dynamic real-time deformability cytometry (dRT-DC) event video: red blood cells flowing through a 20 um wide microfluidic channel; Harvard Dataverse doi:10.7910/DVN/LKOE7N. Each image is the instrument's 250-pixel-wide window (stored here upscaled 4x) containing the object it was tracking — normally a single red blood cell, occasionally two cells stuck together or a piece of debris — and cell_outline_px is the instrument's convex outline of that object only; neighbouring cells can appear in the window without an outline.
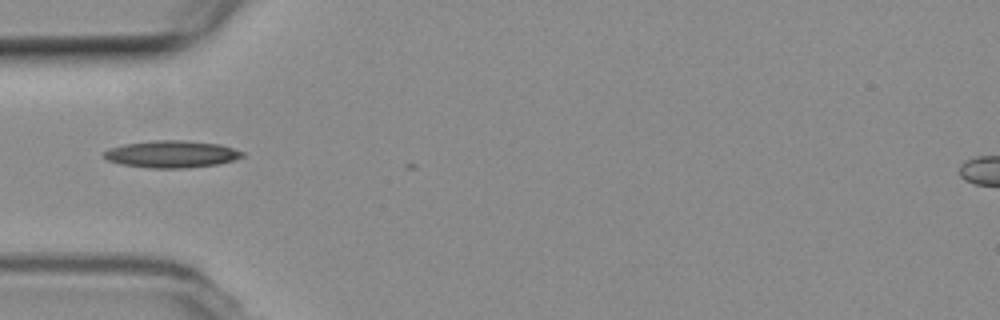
{"species": "common noctule bat (a hibernating species)", "species_latin": "Nyctalus noctula", "temperature_condition": "room temperature", "stored_images_in_passage": 2, "camera_frame_rate_fps": 3000, "um_per_image_px": 0.085, "animal": {"sex": "female", "body_mass_g": 19.3, "forearm_length_mm": 54.1}, "frame": {"image": 1, "passage_image": 1, "time_ms": 0.0, "image_size_px": [1000, 320], "cell_outline_px": [[244, 156], [232, 160], [216, 164], [188, 168], [148, 168], [120, 164], [108, 160], [100, 156], [100, 152], [108, 148], [124, 144], [152, 140], [180, 140], [220, 144], [244, 152]], "centroid_in_image_um": [14.49, 13.1], "position_along_channel_um": 70.5, "area_um2": 22.02}}